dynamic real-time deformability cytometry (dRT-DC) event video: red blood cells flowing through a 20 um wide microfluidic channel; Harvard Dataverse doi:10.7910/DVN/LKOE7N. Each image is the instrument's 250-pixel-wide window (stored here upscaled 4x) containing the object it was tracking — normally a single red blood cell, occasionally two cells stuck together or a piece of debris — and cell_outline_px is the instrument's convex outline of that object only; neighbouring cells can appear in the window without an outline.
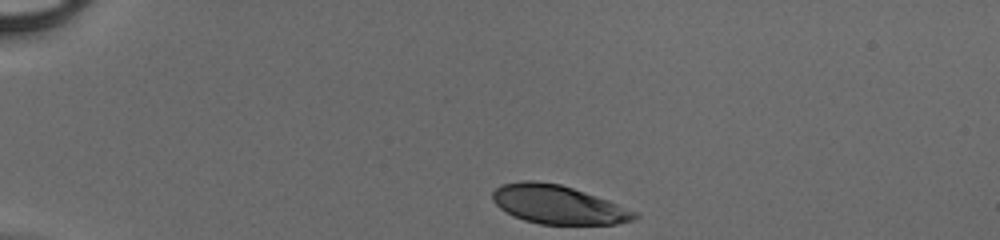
{"species": "human", "species_latin": "Homo sapiens", "temperature_condition": "cold", "stored_images_in_passage": 32, "camera_frame_rate_fps": 3000, "um_per_image_px": 0.085, "donor": {"sex": "male"}, "frame": {"image": 1, "passage_image": 1, "time_ms": 0.0, "image_size_px": [1000, 240], "cell_outline_px": [[640, 216], [636, 220], [616, 224], [540, 224], [524, 220], [512, 216], [500, 208], [492, 200], [492, 192], [500, 184], [520, 180], [532, 180], [560, 184], [608, 200], [640, 212]], "centroid_in_image_um": [47.45, 17.39], "position_along_channel_um": 37.5, "area_um2": 32.31}}
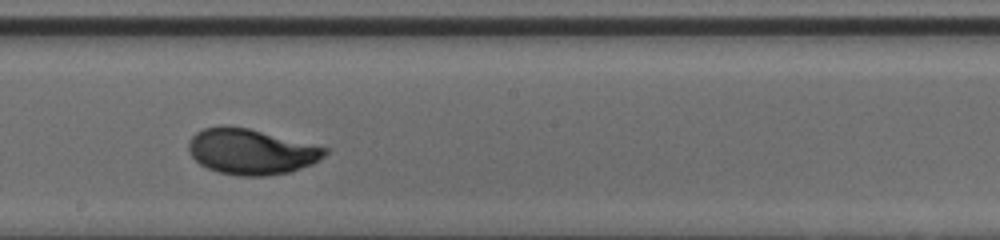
{"frame": {"image": 2, "passage_image": 19, "time_ms": 6.0, "image_size_px": [1000, 240], "cell_outline_px": [[328, 152], [324, 156], [312, 164], [288, 172], [264, 176], [240, 176], [216, 172], [200, 164], [192, 156], [188, 148], [188, 144], [192, 136], [196, 132], [204, 128], [248, 128], [328, 148]], "centroid_in_image_um": [21.35, 12.92], "position_along_channel_um": 226.8, "area_um2": 35.49}}
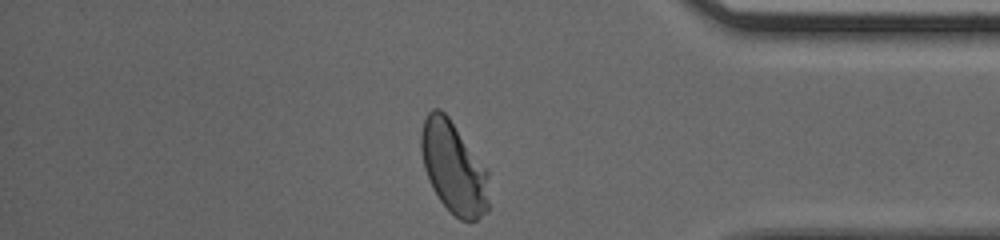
{"frame": {"image": 3, "passage_image": 32, "time_ms": 10.333, "image_size_px": [1000, 240], "cell_outline_px": [[488, 212], [476, 220], [460, 220], [440, 200], [432, 188], [428, 180], [424, 168], [420, 148], [420, 132], [424, 120], [428, 112], [432, 108], [440, 108], [448, 116], [488, 168]], "centroid_in_image_um": [38.56, 14.22], "position_along_channel_um": 396.6, "area_um2": 36.7}}